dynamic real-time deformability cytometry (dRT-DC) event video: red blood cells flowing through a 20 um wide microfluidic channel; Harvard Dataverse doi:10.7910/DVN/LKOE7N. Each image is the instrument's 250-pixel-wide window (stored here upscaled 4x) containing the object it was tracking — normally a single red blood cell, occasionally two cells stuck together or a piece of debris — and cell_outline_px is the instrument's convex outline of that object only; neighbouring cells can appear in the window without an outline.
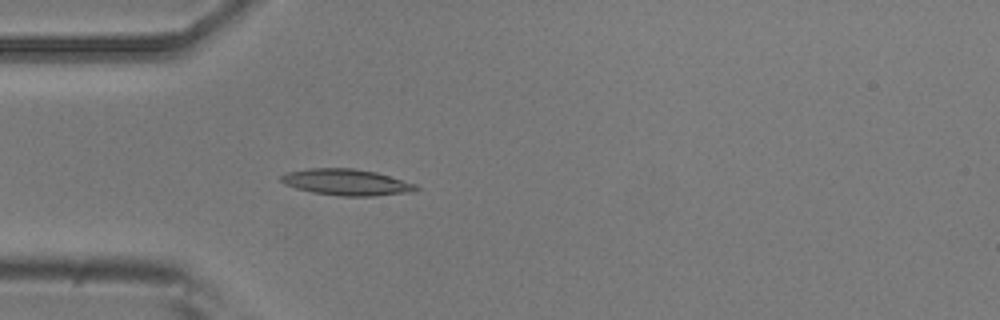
{"species": "common noctule bat (a hibernating species)", "species_latin": "Nyctalus noctula", "temperature_condition": "room temperature", "stored_images_in_passage": 3, "camera_frame_rate_fps": 3000, "um_per_image_px": 0.085, "animal": {"sex": "male", "body_mass_g": 20.5, "forearm_length_mm": 52.5}, "frame": {"image": 1, "passage_image": 3, "time_ms": 0.667, "image_size_px": [1000, 320], "cell_outline_px": [[420, 188], [412, 192], [372, 196], [340, 196], [312, 192], [296, 188], [284, 184], [280, 180], [280, 176], [288, 172], [308, 168], [352, 168], [376, 172], [416, 184]], "centroid_in_image_um": [29.44, 15.49], "position_along_channel_um": 55.6, "area_um2": 20.63}}